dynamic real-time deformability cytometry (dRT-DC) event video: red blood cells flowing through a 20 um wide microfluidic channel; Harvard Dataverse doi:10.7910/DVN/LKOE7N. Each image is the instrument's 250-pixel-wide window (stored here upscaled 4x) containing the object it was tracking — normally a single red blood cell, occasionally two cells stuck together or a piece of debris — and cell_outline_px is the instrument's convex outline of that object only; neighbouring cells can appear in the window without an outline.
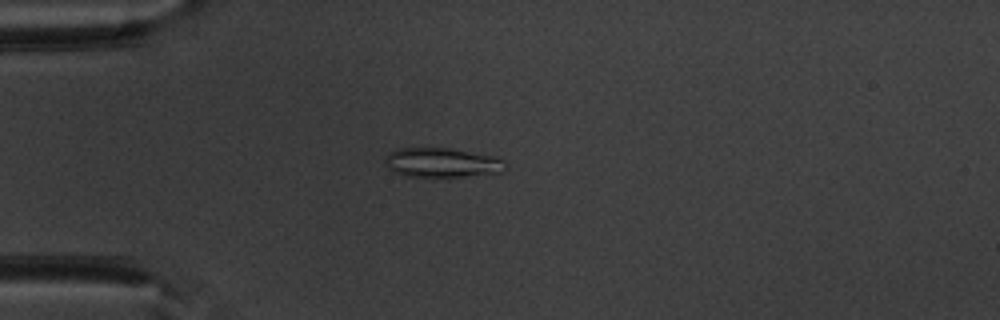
{"species": "common noctule bat (a hibernating species)", "species_latin": "Nyctalus noctula", "temperature_condition": "warm", "stored_images_in_passage": 24, "camera_frame_rate_fps": 3000, "um_per_image_px": 0.085, "animal": {"sex": "male", "body_mass_g": 20.1, "forearm_length_mm": 53.5}, "frame": {"image": 1, "passage_image": 5, "time_ms": 1.333, "image_size_px": [1000, 320], "cell_outline_px": [[508, 168], [500, 172], [432, 180], [404, 176], [392, 172], [384, 164], [384, 156], [388, 152], [400, 148], [448, 148], [496, 156], [504, 160]], "centroid_in_image_um": [37.51, 13.87], "position_along_channel_um": 47.5, "area_um2": 21.73}}
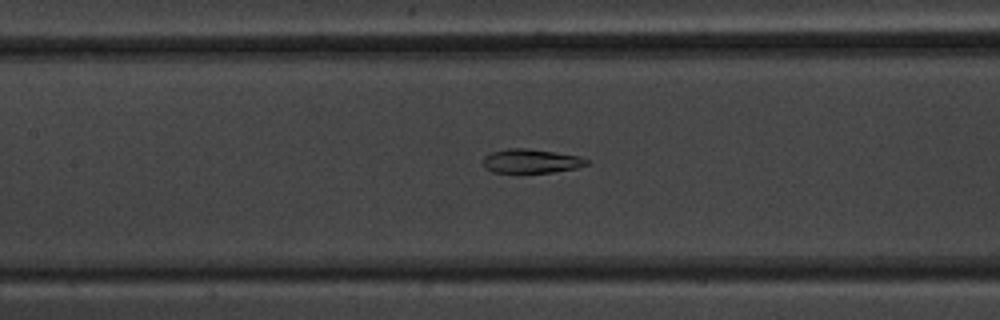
{"frame": {"image": 2, "passage_image": 15, "time_ms": 4.667, "image_size_px": [1000, 320], "cell_outline_px": [[588, 164], [576, 168], [552, 172], [492, 172], [484, 168], [484, 156], [492, 152], [508, 148], [524, 148], [580, 156], [588, 160]], "centroid_in_image_um": [45.13, 13.69], "position_along_channel_um": 162.3, "area_um2": 14.28}}
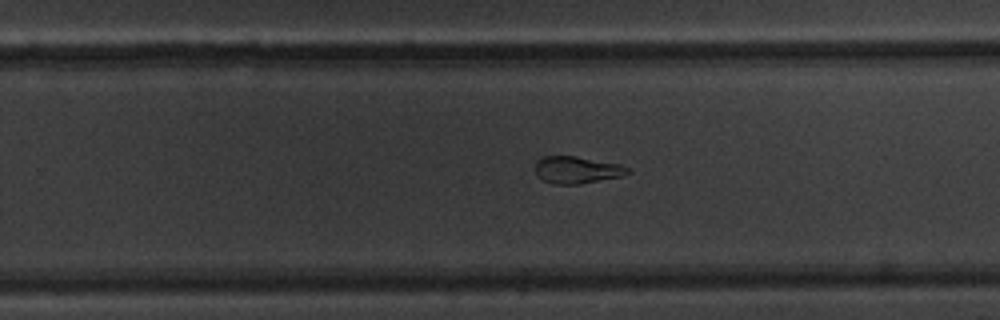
{"frame": {"image": 3, "passage_image": 24, "time_ms": 7.667, "image_size_px": [1000, 320], "cell_outline_px": [[632, 172], [620, 176], [580, 184], [552, 184], [536, 176], [536, 160], [544, 156], [576, 156], [620, 164], [628, 168]], "centroid_in_image_um": [49.02, 14.44], "position_along_channel_um": 280.8, "area_um2": 14.57}}